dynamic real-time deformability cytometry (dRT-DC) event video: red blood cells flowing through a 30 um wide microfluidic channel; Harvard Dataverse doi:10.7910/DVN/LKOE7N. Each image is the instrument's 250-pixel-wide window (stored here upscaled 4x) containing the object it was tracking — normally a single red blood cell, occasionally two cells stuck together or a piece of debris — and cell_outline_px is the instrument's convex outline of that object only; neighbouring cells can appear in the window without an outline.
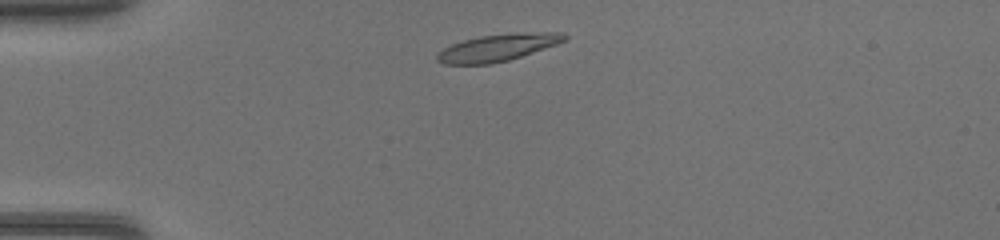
{"species": "common noctule bat (a hibernating species)", "species_latin": "Nyctalus noctula", "temperature_condition": "warm", "stored_images_in_passage": 37, "camera_frame_rate_fps": 3000, "um_per_image_px": 0.085, "animal": {"sex": "female", "body_mass_g": 17.0, "forearm_length_mm": 48.0}, "frame": {"image": 1, "passage_image": 3, "time_ms": 0.667, "image_size_px": [1000, 240], "cell_outline_px": [[568, 40], [508, 60], [492, 64], [444, 64], [436, 60], [436, 52], [452, 44], [464, 40], [480, 36], [516, 32], [564, 32], [568, 36]], "centroid_in_image_um": [42.31, 4.03], "position_along_channel_um": 42.7, "area_um2": 20.11}}
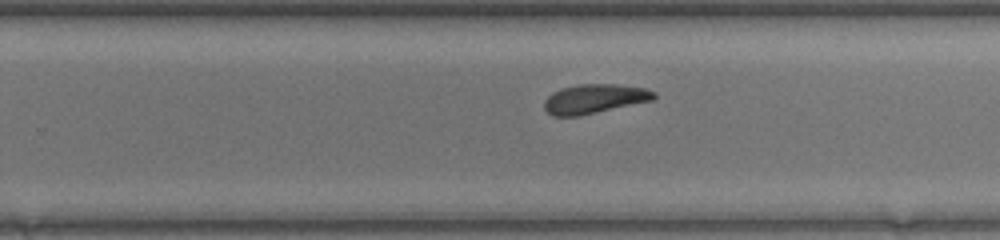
{"frame": {"image": 2, "passage_image": 21, "time_ms": 6.667, "image_size_px": [1000, 240], "cell_outline_px": [[656, 96], [652, 100], [580, 116], [552, 116], [544, 108], [544, 100], [552, 92], [560, 88], [580, 84], [616, 84], [644, 88], [656, 92]], "centroid_in_image_um": [50.49, 8.4], "position_along_channel_um": 279.3, "area_um2": 18.73}}
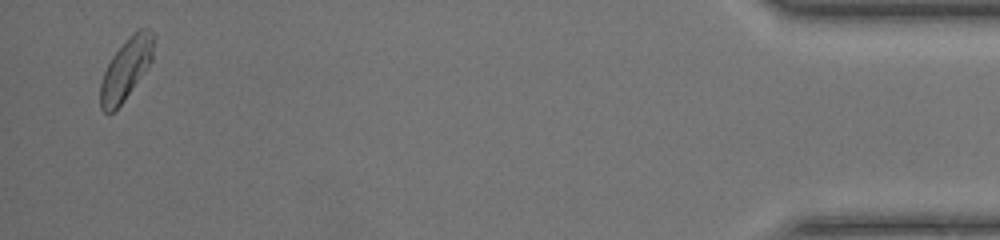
{"frame": {"image": 3, "passage_image": 36, "time_ms": 11.667, "image_size_px": [1000, 240], "cell_outline_px": [[156, 36], [152, 60], [124, 100], [108, 116], [100, 108], [100, 84], [104, 72], [112, 56], [136, 28], [144, 28], [152, 32]], "centroid_in_image_um": [10.72, 5.84], "position_along_channel_um": 424.5, "area_um2": 18.96}}